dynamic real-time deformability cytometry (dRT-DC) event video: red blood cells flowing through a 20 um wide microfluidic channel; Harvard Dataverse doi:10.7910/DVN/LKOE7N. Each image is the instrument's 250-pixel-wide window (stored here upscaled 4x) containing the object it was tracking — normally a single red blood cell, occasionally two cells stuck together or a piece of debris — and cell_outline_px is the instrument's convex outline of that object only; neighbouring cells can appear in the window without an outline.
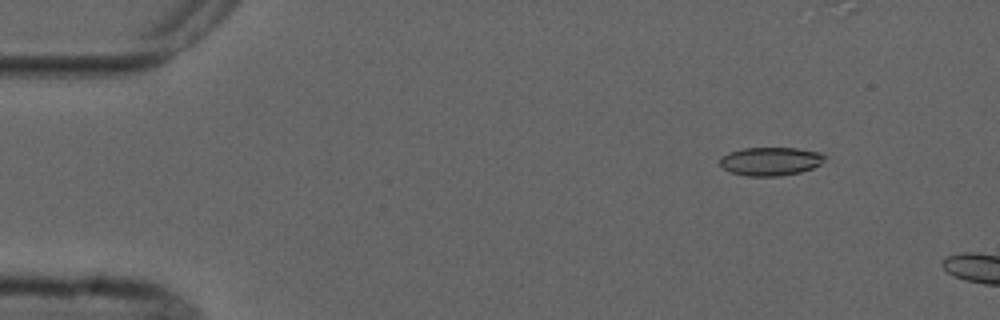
{"species": "common noctule bat (a hibernating species)", "species_latin": "Nyctalus noctula", "temperature_condition": "cold", "stored_images_in_passage": 4, "camera_frame_rate_fps": 3000, "um_per_image_px": 0.085, "animal": {"sex": "male", "forearm_length_mm": 52.5}, "frame": {"image": 1, "passage_image": 2, "time_ms": 1.333, "image_size_px": [1000, 320], "cell_outline_px": [[824, 160], [820, 164], [812, 168], [800, 172], [776, 176], [748, 176], [732, 172], [724, 168], [720, 164], [720, 160], [728, 152], [744, 148], [796, 148], [820, 152], [824, 156]], "centroid_in_image_um": [65.5, 13.7], "position_along_channel_um": 19.5, "area_um2": 17.11}}